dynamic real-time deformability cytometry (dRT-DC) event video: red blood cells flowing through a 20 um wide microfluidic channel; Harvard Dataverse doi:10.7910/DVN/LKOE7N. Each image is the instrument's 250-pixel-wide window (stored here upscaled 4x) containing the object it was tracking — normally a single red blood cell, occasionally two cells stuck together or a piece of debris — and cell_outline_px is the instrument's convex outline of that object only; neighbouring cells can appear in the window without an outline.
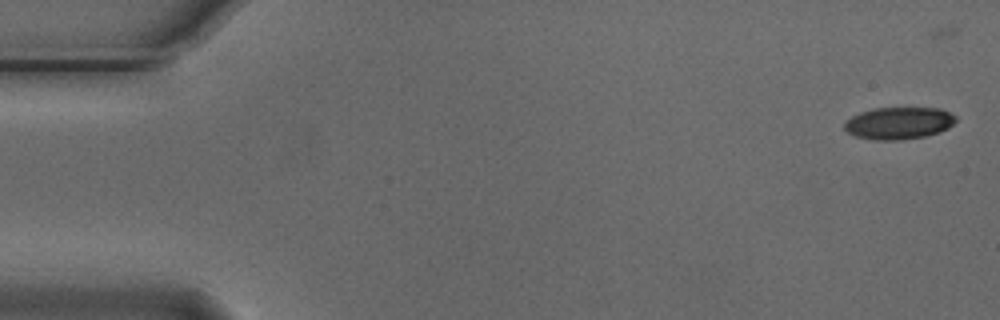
{"species": "Egyptian fruit bat (a non-hibernating species)", "species_latin": "Rousettus aegyptiacus", "temperature_condition": "cold", "stored_images_in_passage": 5, "camera_frame_rate_fps": 3000, "um_per_image_px": 0.085, "animal": {"sex": "male"}, "frame": {"image": 1, "passage_image": 1, "time_ms": 0.0, "image_size_px": [1000, 320], "cell_outline_px": [[956, 120], [948, 128], [940, 132], [924, 136], [900, 140], [872, 140], [856, 136], [848, 132], [844, 128], [844, 120], [860, 112], [872, 108], [940, 108], [956, 116]], "centroid_in_image_um": [76.37, 10.46], "position_along_channel_um": 8.6, "area_um2": 20.92}}
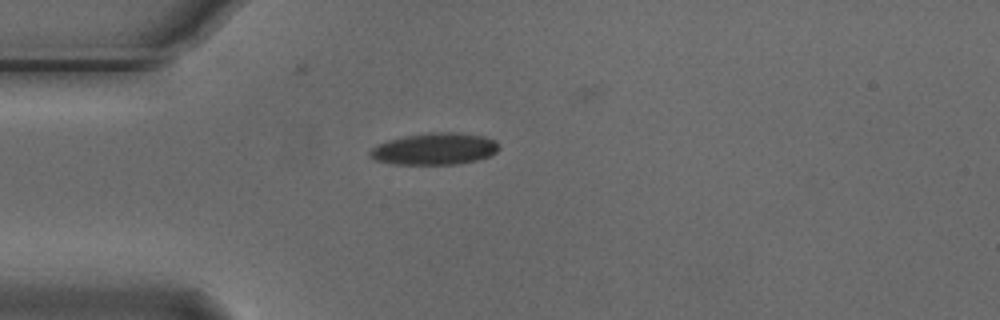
{"frame": {"image": 2, "passage_image": 4, "time_ms": 1.0, "image_size_px": [1000, 320], "cell_outline_px": [[500, 148], [496, 152], [488, 156], [476, 160], [456, 164], [392, 164], [376, 160], [368, 156], [368, 152], [376, 144], [388, 140], [404, 136], [428, 132], [460, 132], [484, 136], [496, 140]], "centroid_in_image_um": [36.93, 12.64], "position_along_channel_um": 48.1, "area_um2": 24.1}}